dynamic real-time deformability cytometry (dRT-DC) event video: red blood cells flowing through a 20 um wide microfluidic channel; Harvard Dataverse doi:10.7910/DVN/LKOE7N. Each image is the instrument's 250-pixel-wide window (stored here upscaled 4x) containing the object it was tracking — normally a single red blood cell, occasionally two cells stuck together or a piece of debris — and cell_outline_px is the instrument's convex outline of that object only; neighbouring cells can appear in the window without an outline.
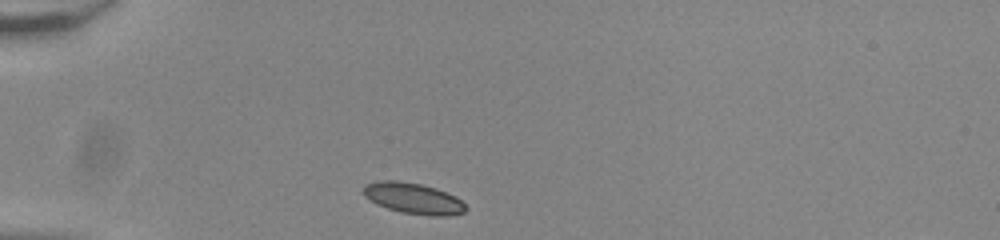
{"species": "common noctule bat (a hibernating species)", "species_latin": "Nyctalus noctula", "temperature_condition": "room temperature", "stored_images_in_passage": 32, "camera_frame_rate_fps": 3000, "um_per_image_px": 0.085, "animal": {"sex": "male", "body_mass_g": 20.0, "forearm_length_mm": 53.3}, "frame": {"image": 1, "passage_image": 1, "time_ms": 0.0, "image_size_px": [1000, 240], "cell_outline_px": [[468, 208], [464, 212], [448, 216], [428, 216], [400, 212], [376, 204], [364, 196], [364, 184], [376, 180], [396, 180], [420, 184], [436, 188], [456, 196]], "centroid_in_image_um": [35.12, 16.86], "position_along_channel_um": 49.9, "area_um2": 18.61}}
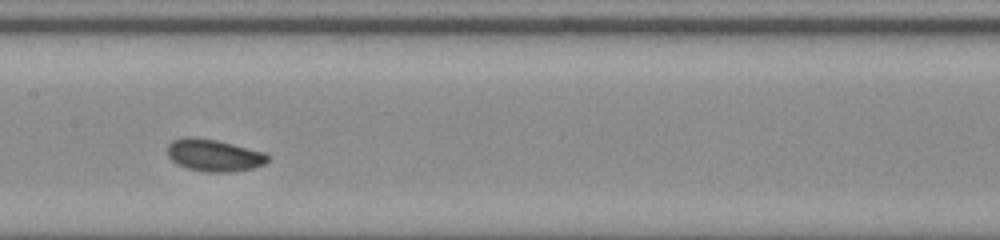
{"frame": {"image": 2, "passage_image": 14, "time_ms": 4.333, "image_size_px": [1000, 240], "cell_outline_px": [[268, 160], [264, 164], [252, 168], [232, 172], [204, 172], [188, 168], [172, 160], [168, 156], [168, 144], [172, 140], [184, 136], [188, 136], [216, 140], [264, 152], [268, 156]], "centroid_in_image_um": [18.17, 13.19], "position_along_channel_um": 189.2, "area_um2": 18.61}}
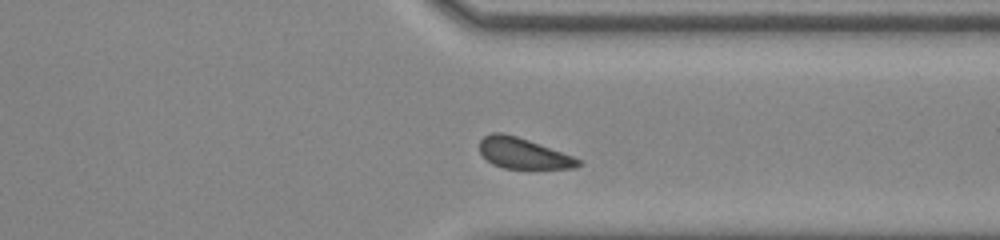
{"frame": {"image": 3, "passage_image": 28, "time_ms": 9.0, "image_size_px": [1000, 240], "cell_outline_px": [[580, 164], [576, 168], [504, 168], [492, 164], [480, 152], [480, 140], [484, 136], [492, 132], [504, 132], [528, 140], [572, 156], [580, 160]], "centroid_in_image_um": [44.43, 13.02], "position_along_channel_um": 367.0, "area_um2": 17.34}, "authors_computed_cell_mechanics": {"area_um2": 18.4093, "velocity_mm_per_s": 3.7969, "shape_relaxation_time_tau1_ms": 0.7571, "shape_relaxation_time_tau2_ms": null, "deformation_change_tau1": 0.0514, "deformation_change_tau2": null}}